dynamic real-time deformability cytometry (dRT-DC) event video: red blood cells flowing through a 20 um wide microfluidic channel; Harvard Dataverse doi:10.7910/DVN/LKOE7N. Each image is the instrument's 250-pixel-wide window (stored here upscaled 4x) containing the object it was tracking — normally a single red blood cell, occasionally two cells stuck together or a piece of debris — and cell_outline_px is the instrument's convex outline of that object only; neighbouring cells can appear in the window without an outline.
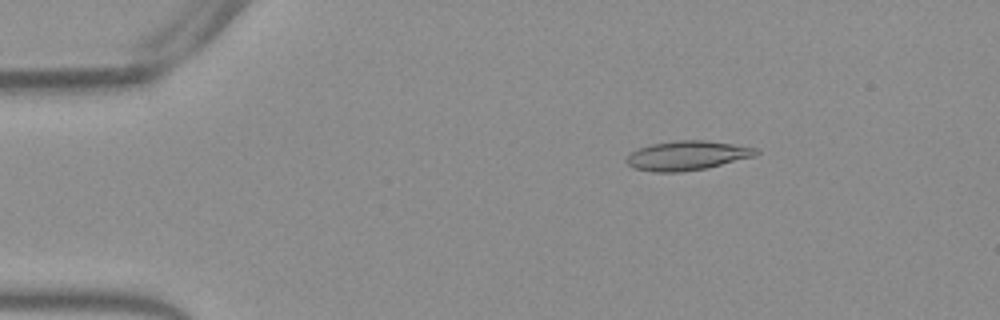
{"species": "Egyptian fruit bat (a non-hibernating species)", "species_latin": "Rousettus aegyptiacus", "temperature_condition": "warm", "stored_images_in_passage": 53, "camera_frame_rate_fps": 3000, "um_per_image_px": 0.085, "frame": {"image": 1, "passage_image": 9, "time_ms": 2.667, "image_size_px": [1000, 320], "cell_outline_px": [[760, 152], [756, 156], [708, 168], [680, 172], [652, 172], [632, 168], [624, 160], [632, 152], [640, 148], [652, 144], [676, 140], [704, 140], [732, 144], [756, 148]], "centroid_in_image_um": [58.41, 13.23], "position_along_channel_um": 26.6, "area_um2": 22.2}}
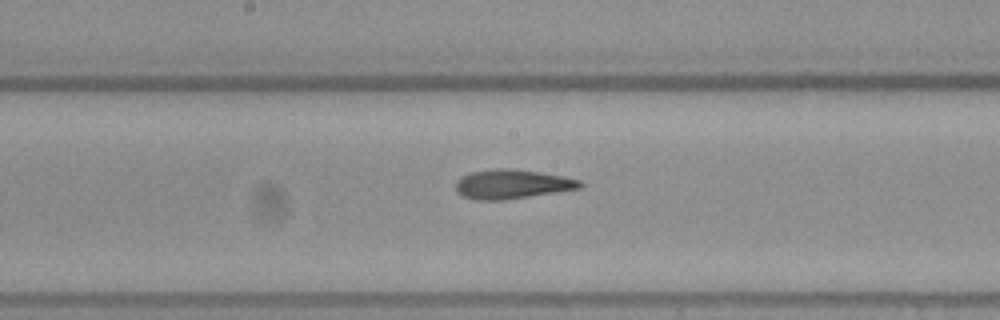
{"frame": {"image": 2, "passage_image": 28, "time_ms": 9.0, "image_size_px": [1000, 320], "cell_outline_px": [[584, 184], [580, 188], [556, 192], [504, 200], [476, 200], [464, 196], [456, 192], [456, 180], [460, 176], [472, 172], [492, 168], [504, 168], [540, 172], [564, 176], [580, 180]], "centroid_in_image_um": [43.5, 15.65], "position_along_channel_um": 204.7, "area_um2": 21.21}}
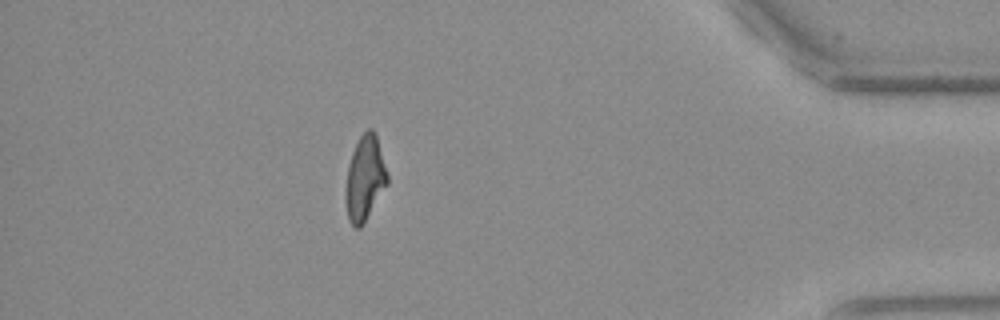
{"frame": {"image": 3, "passage_image": 47, "time_ms": 15.333, "image_size_px": [1000, 320], "cell_outline_px": [[388, 184], [364, 224], [360, 228], [352, 228], [348, 220], [344, 200], [344, 192], [348, 164], [352, 152], [360, 136], [368, 128], [372, 128], [376, 132], [388, 172]], "centroid_in_image_um": [31.01, 15.19], "position_along_channel_um": 404.2, "area_um2": 21.33}, "authors_computed_cell_mechanics": {"area_um2": 21.0392, "velocity_mm_per_s": 3.8661, "shape_relaxation_time_tau1_ms": null, "shape_relaxation_time_tau2_ms": 2.7018, "deformation_change_tau1": null, "deformation_change_tau2": 0.1254}}